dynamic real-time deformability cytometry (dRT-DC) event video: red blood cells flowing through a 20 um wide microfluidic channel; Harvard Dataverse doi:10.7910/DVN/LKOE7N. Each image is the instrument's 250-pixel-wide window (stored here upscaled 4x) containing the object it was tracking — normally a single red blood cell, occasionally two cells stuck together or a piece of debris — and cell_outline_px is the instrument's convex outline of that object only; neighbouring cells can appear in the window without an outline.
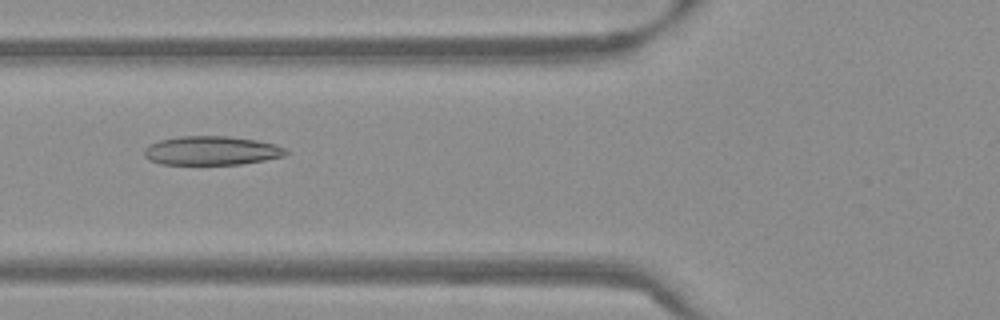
{"species": "Egyptian fruit bat (a non-hibernating species)", "species_latin": "Rousettus aegyptiacus", "temperature_condition": "warm", "stored_images_in_passage": 41, "camera_frame_rate_fps": 3000, "um_per_image_px": 0.085, "frame": {"image": 1, "passage_image": 9, "time_ms": 2.667, "image_size_px": [1000, 320], "cell_outline_px": [[288, 152], [284, 156], [264, 160], [240, 164], [160, 164], [148, 160], [144, 156], [144, 148], [148, 144], [160, 140], [180, 136], [228, 136], [256, 140], [276, 144], [284, 148]], "centroid_in_image_um": [17.94, 12.8], "position_along_channel_um": 107.9, "area_um2": 23.93}}
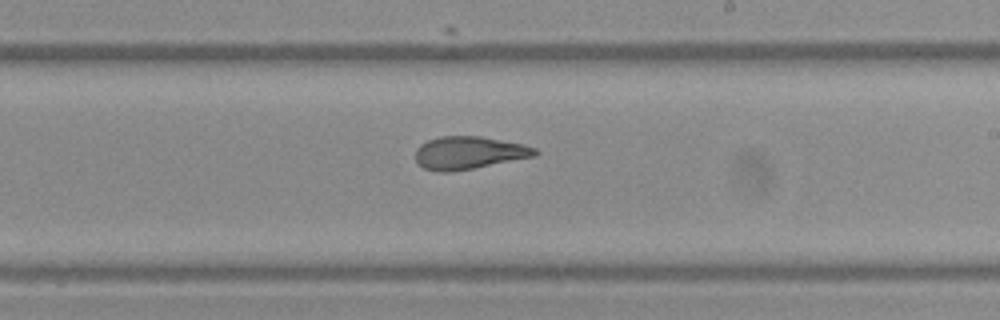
{"frame": {"image": 2, "passage_image": 20, "time_ms": 6.333, "image_size_px": [1000, 320], "cell_outline_px": [[540, 152], [536, 156], [452, 172], [436, 172], [424, 168], [416, 160], [416, 148], [420, 144], [428, 140], [440, 136], [480, 136], [524, 144], [536, 148]], "centroid_in_image_um": [39.86, 12.98], "position_along_channel_um": 249.1, "area_um2": 22.89}}
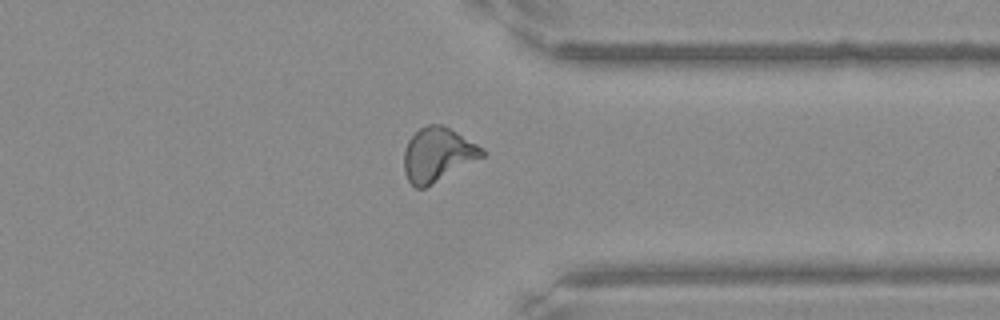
{"frame": {"image": 3, "passage_image": 30, "time_ms": 9.667, "image_size_px": [1000, 320], "cell_outline_px": [[484, 156], [424, 188], [416, 188], [408, 180], [404, 172], [404, 152], [408, 140], [420, 128], [428, 124], [440, 124], [456, 132], [484, 148]], "centroid_in_image_um": [37.18, 13.14], "position_along_channel_um": 374.2, "area_um2": 24.16}, "authors_computed_cell_mechanics": {"area_um2": 23.4668, "velocity_mm_per_s": 3.8402, "shape_relaxation_time_tau1_ms": 9.3392, "shape_relaxation_time_tau2_ms": 1.9433, "deformation_change_tau1": 0.2412, "deformation_change_tau2": 0.1036}}